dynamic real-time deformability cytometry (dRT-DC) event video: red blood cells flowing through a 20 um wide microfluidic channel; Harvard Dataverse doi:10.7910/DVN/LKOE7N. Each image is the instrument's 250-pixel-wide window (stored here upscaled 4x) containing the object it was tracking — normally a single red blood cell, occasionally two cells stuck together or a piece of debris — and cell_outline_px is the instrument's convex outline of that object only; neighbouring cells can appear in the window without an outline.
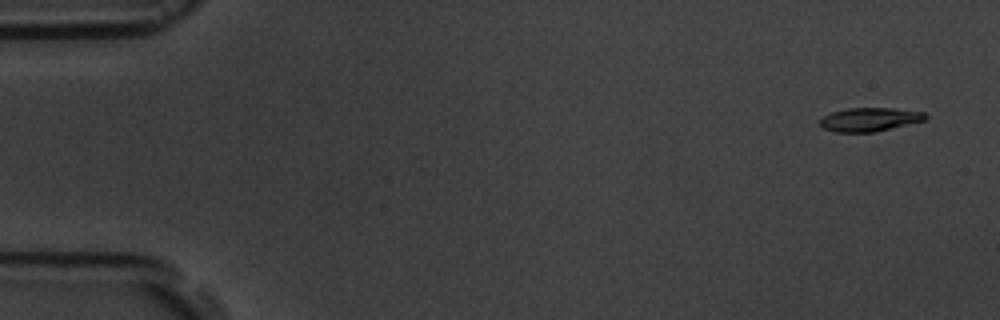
{"species": "common noctule bat (a hibernating species)", "species_latin": "Nyctalus noctula", "temperature_condition": "room temperature", "stored_images_in_passage": 4, "camera_frame_rate_fps": 3000, "um_per_image_px": 0.085, "animal": {"sex": "male", "body_mass_g": 19.5, "forearm_length_mm": 54.6}, "frame": {"image": 1, "passage_image": 1, "time_ms": 0.0, "image_size_px": [1000, 320], "cell_outline_px": [[928, 116], [924, 120], [876, 132], [836, 132], [824, 128], [820, 124], [820, 120], [824, 116], [832, 112], [848, 108], [892, 108], [924, 112]], "centroid_in_image_um": [73.92, 10.15], "position_along_channel_um": 11.1, "area_um2": 14.39}}
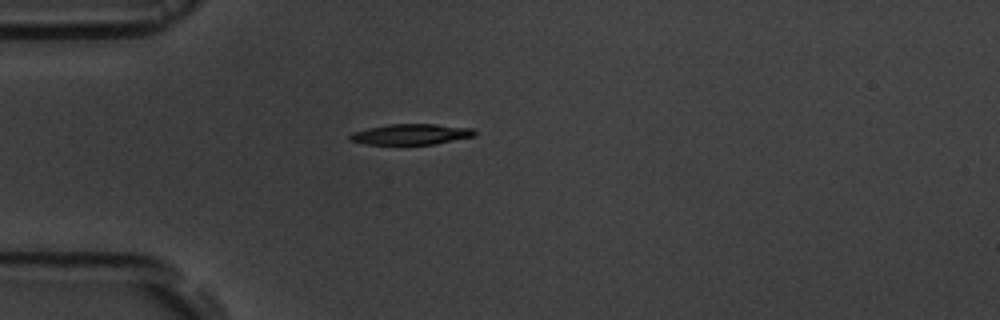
{"frame": {"image": 2, "passage_image": 4, "time_ms": 4.333, "image_size_px": [1000, 320], "cell_outline_px": [[476, 136], [436, 144], [400, 148], [364, 144], [348, 140], [348, 136], [352, 132], [368, 128], [388, 124], [436, 124], [472, 128], [476, 132]], "centroid_in_image_um": [34.87, 11.47], "position_along_channel_um": 50.1, "area_um2": 16.18}}